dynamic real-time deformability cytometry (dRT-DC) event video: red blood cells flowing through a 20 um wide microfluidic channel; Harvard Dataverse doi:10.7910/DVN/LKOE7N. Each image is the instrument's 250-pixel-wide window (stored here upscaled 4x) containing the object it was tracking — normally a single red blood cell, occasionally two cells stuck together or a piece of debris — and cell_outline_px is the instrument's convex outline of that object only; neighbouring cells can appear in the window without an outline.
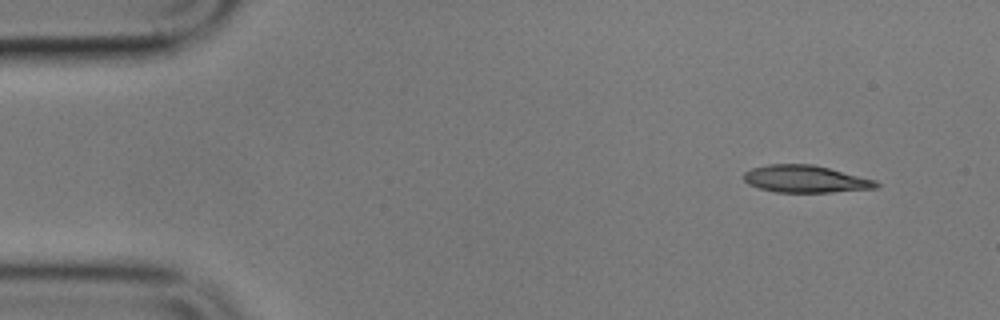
{"species": "common noctule bat (a hibernating species)", "species_latin": "Nyctalus noctula", "temperature_condition": "cold", "stored_images_in_passage": 6, "camera_frame_rate_fps": 3000, "um_per_image_px": 0.085, "animal": {"sex": "male", "body_mass_g": 17.9}, "frame": {"image": 1, "passage_image": 1, "time_ms": 0.0, "image_size_px": [1000, 320], "cell_outline_px": [[880, 188], [832, 192], [776, 192], [760, 188], [748, 184], [744, 180], [744, 172], [752, 168], [768, 164], [812, 164], [876, 180], [880, 184]], "centroid_in_image_um": [68.48, 15.22], "position_along_channel_um": 16.5, "area_um2": 20.98}}
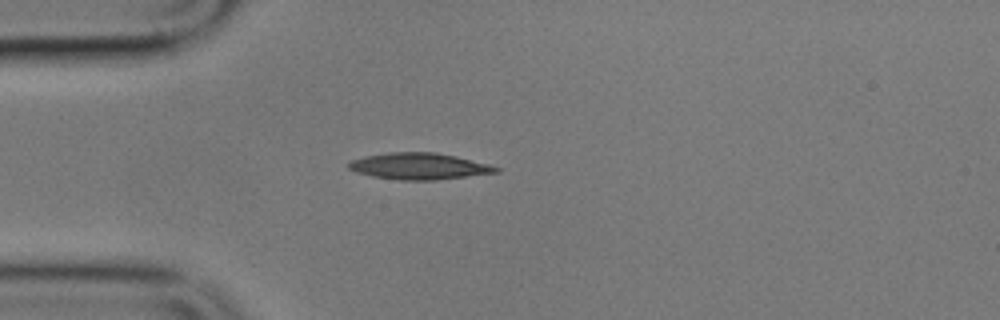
{"frame": {"image": 2, "passage_image": 4, "time_ms": 3.333, "image_size_px": [1000, 320], "cell_outline_px": [[500, 172], [436, 180], [400, 180], [372, 176], [356, 172], [348, 168], [348, 164], [352, 160], [364, 156], [388, 152], [436, 152], [456, 156], [488, 164], [500, 168]], "centroid_in_image_um": [35.62, 14.12], "position_along_channel_um": 49.4, "area_um2": 22.72}}
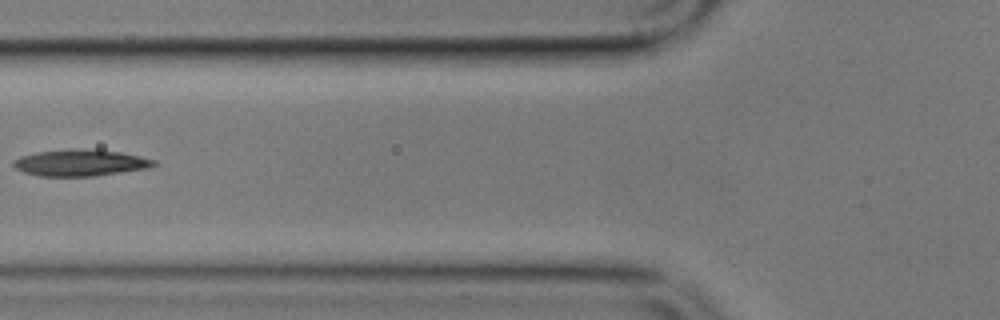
{"frame": {"image": 3, "passage_image": 6, "time_ms": 5.667, "image_size_px": [1000, 320], "cell_outline_px": [[160, 164], [148, 168], [92, 176], [40, 176], [24, 172], [16, 168], [12, 164], [12, 160], [20, 156], [36, 152], [68, 148], [80, 148], [120, 152], [140, 156], [156, 160]], "centroid_in_image_um": [6.82, 13.82], "position_along_channel_um": 119.0, "area_um2": 21.85}}